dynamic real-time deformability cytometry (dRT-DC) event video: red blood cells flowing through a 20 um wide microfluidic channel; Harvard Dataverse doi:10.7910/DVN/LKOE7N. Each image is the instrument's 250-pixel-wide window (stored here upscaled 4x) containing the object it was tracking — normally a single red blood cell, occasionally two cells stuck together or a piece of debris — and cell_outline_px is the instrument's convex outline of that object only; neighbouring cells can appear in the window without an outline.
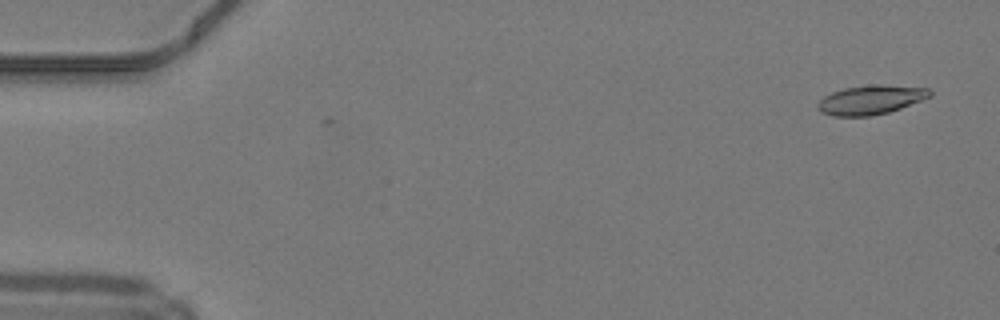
{"species": "common noctule bat (a hibernating species)", "species_latin": "Nyctalus noctula", "temperature_condition": "warm", "stored_images_in_passage": 51, "segment_of_instrument_passage": [1, 2], "camera_frame_rate_fps": 3000, "um_per_image_px": 0.085, "animal": {"sex": "male", "body_mass_g": 19.2, "forearm_length_mm": 51.8}, "frame": {"image": 1, "passage_image": 3, "time_ms": 0.667, "image_size_px": [1000, 320], "cell_outline_px": [[932, 96], [900, 108], [888, 112], [872, 116], [832, 116], [820, 112], [816, 108], [816, 104], [824, 96], [832, 92], [844, 88], [872, 84], [880, 84], [928, 88], [932, 92]], "centroid_in_image_um": [73.98, 8.48], "position_along_channel_um": 11.0, "area_um2": 19.19}}
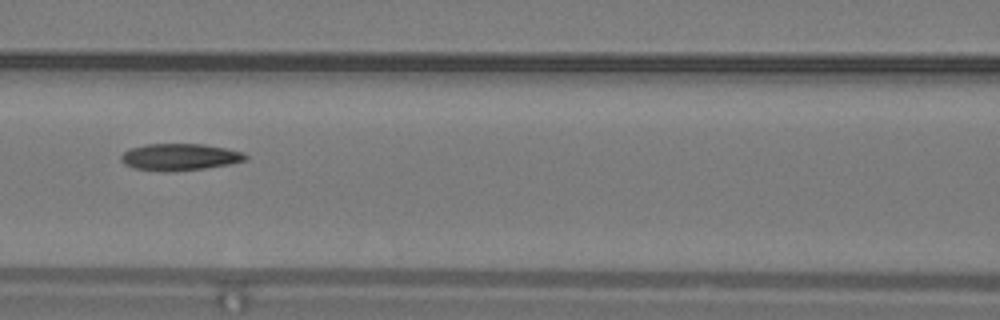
{"frame": {"image": 2, "passage_image": 23, "time_ms": 7.333, "image_size_px": [1000, 320], "cell_outline_px": [[248, 160], [228, 164], [204, 168], [172, 172], [164, 172], [132, 168], [124, 164], [120, 160], [120, 156], [128, 148], [144, 144], [204, 144], [244, 152], [248, 156]], "centroid_in_image_um": [15.24, 13.35], "position_along_channel_um": 151.4, "area_um2": 19.71}}
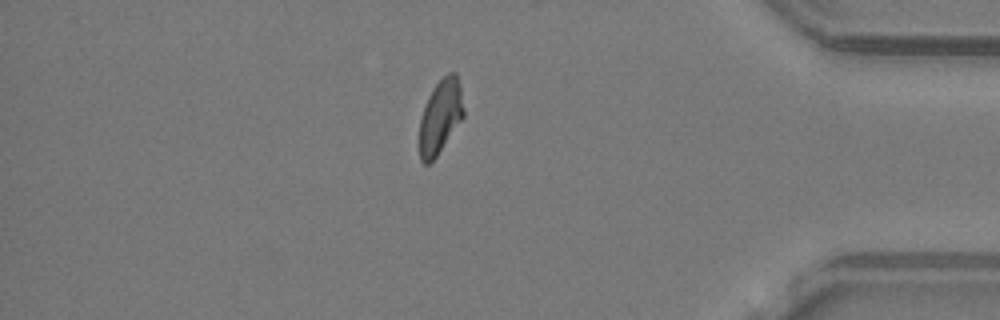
{"frame": {"image": 3, "passage_image": 43, "time_ms": 14.0, "image_size_px": [1000, 320], "cell_outline_px": [[464, 116], [436, 156], [428, 164], [424, 164], [420, 160], [420, 120], [428, 96], [432, 88], [448, 72], [456, 72], [460, 84], [464, 108]], "centroid_in_image_um": [37.44, 9.87], "position_along_channel_um": 397.8, "area_um2": 18.84}}